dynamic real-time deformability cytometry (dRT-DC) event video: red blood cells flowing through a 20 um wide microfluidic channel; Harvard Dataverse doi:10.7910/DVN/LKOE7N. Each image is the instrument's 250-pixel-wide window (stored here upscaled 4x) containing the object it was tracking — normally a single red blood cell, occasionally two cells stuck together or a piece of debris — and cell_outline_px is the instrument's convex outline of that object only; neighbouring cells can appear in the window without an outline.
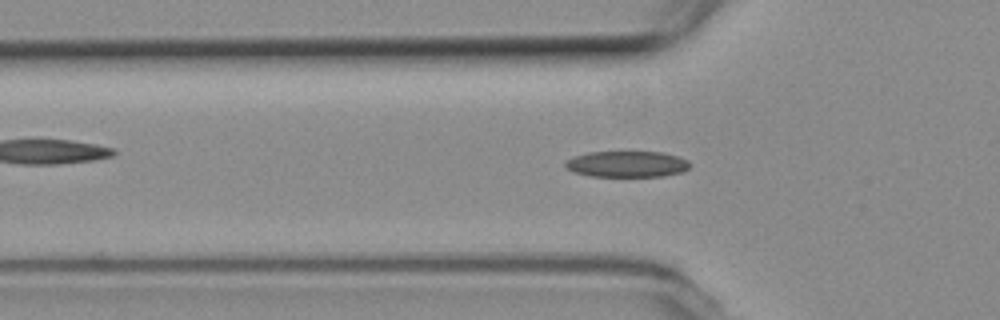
{"species": "common noctule bat (a hibernating species)", "species_latin": "Nyctalus noctula", "temperature_condition": "room temperature", "stored_images_in_passage": 44, "camera_frame_rate_fps": 3000, "um_per_image_px": 0.085, "animal": {"sex": "female", "body_mass_g": 19.3, "forearm_length_mm": 54.1}, "frame": {"image": 1, "passage_image": 17, "time_ms": 5.333, "image_size_px": [1000, 320], "cell_outline_px": [[688, 168], [680, 172], [664, 176], [592, 176], [572, 172], [564, 164], [572, 156], [588, 152], [660, 152], [676, 156], [688, 160]], "centroid_in_image_um": [53.25, 13.94], "position_along_channel_um": 72.6, "area_um2": 18.73}}
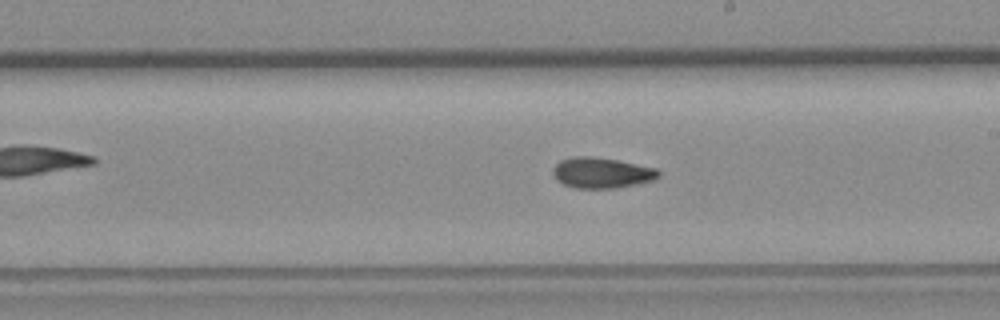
{"frame": {"image": 2, "passage_image": 30, "time_ms": 9.667, "image_size_px": [1000, 320], "cell_outline_px": [[660, 176], [652, 180], [636, 184], [616, 188], [576, 188], [564, 184], [556, 180], [552, 172], [552, 168], [560, 160], [572, 156], [592, 156], [616, 160], [656, 168], [660, 172]], "centroid_in_image_um": [51.1, 14.68], "position_along_channel_um": 237.9, "area_um2": 18.84}}
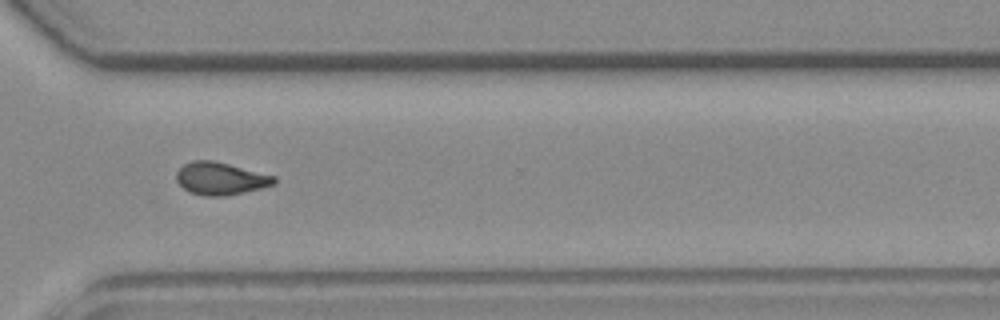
{"frame": {"image": 3, "passage_image": 39, "time_ms": 12.667, "image_size_px": [1000, 320], "cell_outline_px": [[276, 184], [244, 192], [224, 196], [204, 196], [188, 192], [176, 180], [176, 172], [184, 164], [192, 160], [212, 160], [276, 176]], "centroid_in_image_um": [18.73, 15.18], "position_along_channel_um": 351.9, "area_um2": 18.5}}